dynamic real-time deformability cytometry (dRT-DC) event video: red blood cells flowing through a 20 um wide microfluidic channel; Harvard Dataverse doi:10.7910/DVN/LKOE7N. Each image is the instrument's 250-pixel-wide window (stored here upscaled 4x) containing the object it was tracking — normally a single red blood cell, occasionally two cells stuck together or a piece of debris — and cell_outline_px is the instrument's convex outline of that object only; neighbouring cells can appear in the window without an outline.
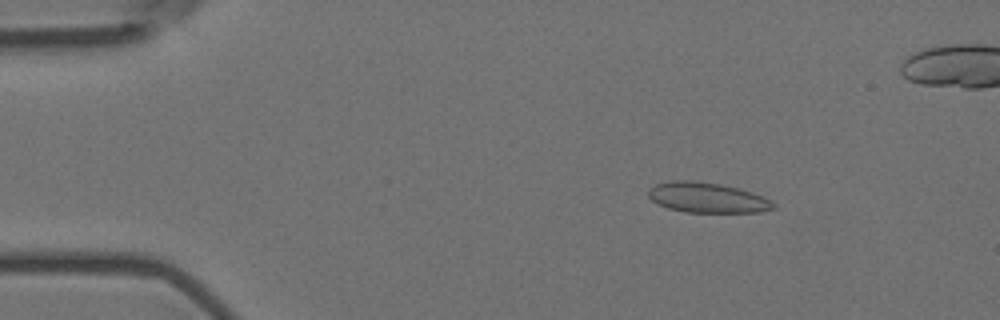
{"species": "Egyptian fruit bat (a non-hibernating species)", "species_latin": "Rousettus aegyptiacus", "temperature_condition": "room temperature", "stored_images_in_passage": 52, "camera_frame_rate_fps": 3000, "um_per_image_px": 0.085, "animal": {"sex": "female"}, "frame": {"image": 1, "passage_image": 5, "time_ms": 1.333, "image_size_px": [1000, 320], "cell_outline_px": [[776, 208], [760, 212], [684, 212], [668, 208], [656, 204], [648, 196], [648, 188], [656, 184], [672, 180], [692, 180], [720, 184], [740, 188], [752, 192], [772, 200], [776, 204]], "centroid_in_image_um": [60.11, 16.8], "position_along_channel_um": 24.9, "area_um2": 22.25}}
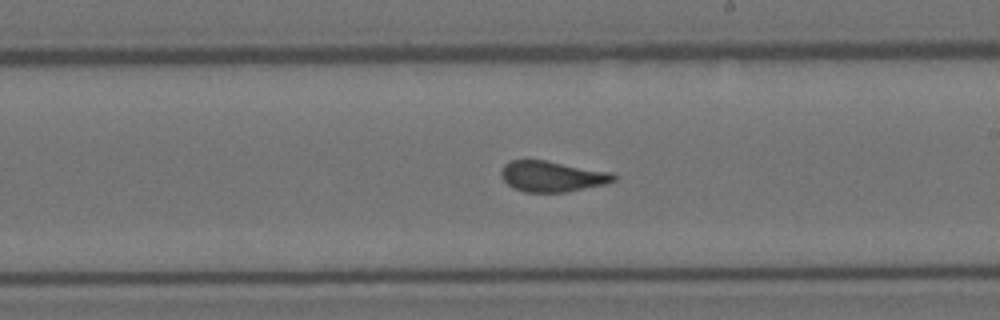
{"frame": {"image": 2, "passage_image": 28, "time_ms": 9.0, "image_size_px": [1000, 320], "cell_outline_px": [[620, 176], [616, 180], [608, 184], [568, 192], [524, 192], [512, 188], [500, 176], [500, 172], [504, 164], [512, 160], [544, 160], [612, 172]], "centroid_in_image_um": [46.97, 15.0], "position_along_channel_um": 242.0, "area_um2": 20.46}}
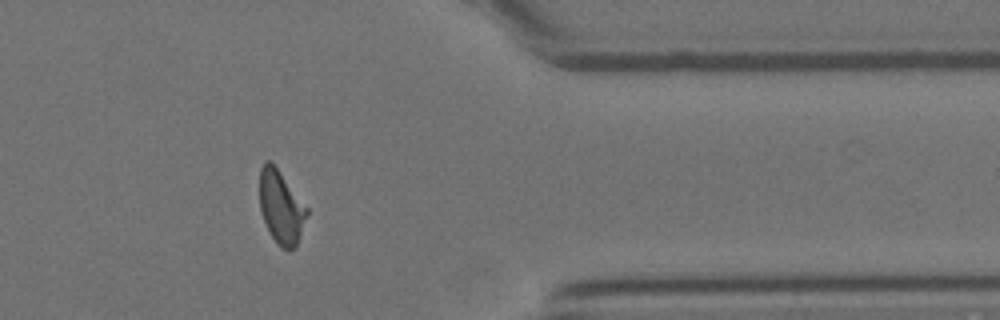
{"frame": {"image": 3, "passage_image": 41, "time_ms": 13.333, "image_size_px": [1000, 320], "cell_outline_px": [[308, 212], [296, 244], [292, 248], [280, 248], [272, 236], [264, 220], [260, 208], [260, 168], [264, 160], [268, 160], [276, 168], [308, 208]], "centroid_in_image_um": [23.87, 17.59], "position_along_channel_um": 387.5, "area_um2": 19.42}, "authors_computed_cell_mechanics": {"area_um2": 20.6924, "velocity_mm_per_s": 3.7499, "shape_relaxation_time_tau1_ms": 8.8184, "shape_relaxation_time_tau2_ms": null, "deformation_change_tau1": 0.1885, "deformation_change_tau2": null}}